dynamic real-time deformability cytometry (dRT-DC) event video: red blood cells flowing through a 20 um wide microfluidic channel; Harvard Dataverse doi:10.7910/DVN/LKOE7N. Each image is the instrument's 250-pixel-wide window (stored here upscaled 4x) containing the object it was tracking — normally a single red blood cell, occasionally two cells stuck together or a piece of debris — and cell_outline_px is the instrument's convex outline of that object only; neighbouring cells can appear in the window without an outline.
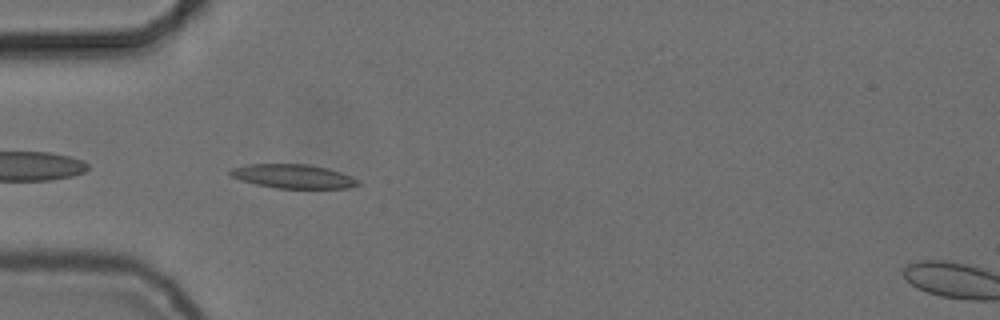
{"species": "common noctule bat (a hibernating species)", "species_latin": "Nyctalus noctula", "temperature_condition": "cold", "stored_images_in_passage": 39, "camera_frame_rate_fps": 3000, "um_per_image_px": 0.085, "animal": {"sex": "female", "body_mass_g": 24.6, "forearm_length_mm": 56.2}, "frame": {"image": 1, "passage_image": 1, "time_ms": 0.0, "image_size_px": [1000, 320], "cell_outline_px": [[360, 184], [348, 188], [276, 188], [256, 184], [240, 180], [232, 176], [228, 172], [232, 168], [248, 164], [308, 164], [328, 168], [352, 176], [360, 180]], "centroid_in_image_um": [24.94, 14.98], "position_along_channel_um": 60.1, "area_um2": 17.86}}
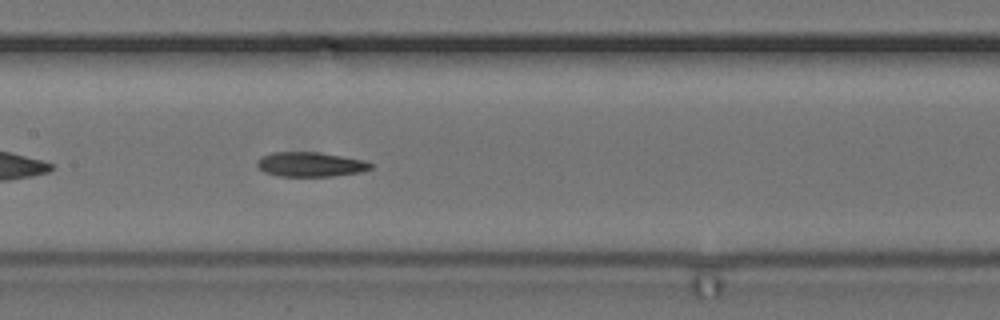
{"frame": {"image": 2, "passage_image": 11, "time_ms": 3.333, "image_size_px": [1000, 320], "cell_outline_px": [[372, 168], [360, 172], [332, 176], [280, 176], [264, 172], [256, 164], [256, 160], [260, 156], [272, 152], [316, 152], [364, 160], [372, 164]], "centroid_in_image_um": [26.34, 13.97], "position_along_channel_um": 181.1, "area_um2": 16.18}}
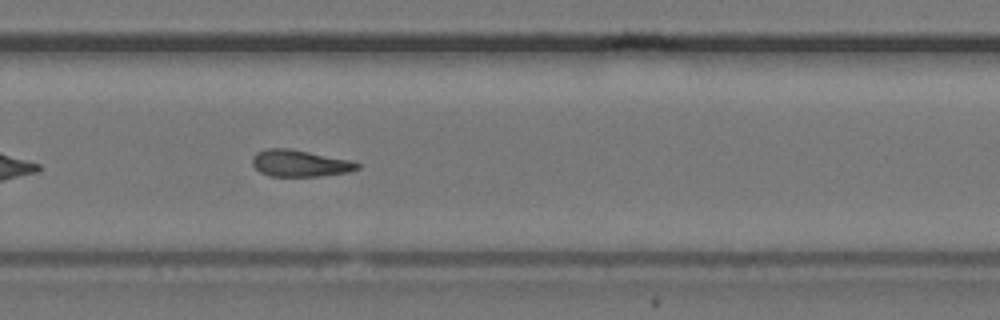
{"frame": {"image": 3, "passage_image": 21, "time_ms": 6.667, "image_size_px": [1000, 320], "cell_outline_px": [[360, 168], [348, 172], [320, 176], [268, 176], [260, 172], [252, 164], [252, 156], [256, 152], [268, 148], [292, 148], [348, 160], [360, 164]], "centroid_in_image_um": [25.45, 13.87], "position_along_channel_um": 304.4, "area_um2": 16.36}}